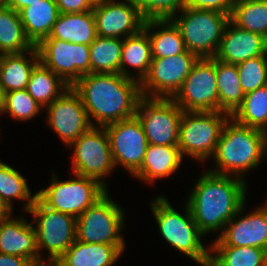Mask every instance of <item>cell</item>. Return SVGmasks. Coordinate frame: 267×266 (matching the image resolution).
<instances>
[{"mask_svg":"<svg viewBox=\"0 0 267 266\" xmlns=\"http://www.w3.org/2000/svg\"><path fill=\"white\" fill-rule=\"evenodd\" d=\"M71 87L99 127L134 117L142 97L140 82L120 73H89Z\"/></svg>","mask_w":267,"mask_h":266,"instance_id":"obj_1","label":"cell"},{"mask_svg":"<svg viewBox=\"0 0 267 266\" xmlns=\"http://www.w3.org/2000/svg\"><path fill=\"white\" fill-rule=\"evenodd\" d=\"M247 182L232 175L206 171L187 198L192 217L205 235L221 229L238 213L246 201Z\"/></svg>","mask_w":267,"mask_h":266,"instance_id":"obj_2","label":"cell"},{"mask_svg":"<svg viewBox=\"0 0 267 266\" xmlns=\"http://www.w3.org/2000/svg\"><path fill=\"white\" fill-rule=\"evenodd\" d=\"M267 156V132L248 127L229 117L225 122L210 172L242 178L243 172L257 167Z\"/></svg>","mask_w":267,"mask_h":266,"instance_id":"obj_3","label":"cell"},{"mask_svg":"<svg viewBox=\"0 0 267 266\" xmlns=\"http://www.w3.org/2000/svg\"><path fill=\"white\" fill-rule=\"evenodd\" d=\"M150 203L160 234L169 245L198 264L208 266L210 246L206 248L202 244L201 237L204 234L195 223L188 205H185V214H180L162 195Z\"/></svg>","mask_w":267,"mask_h":266,"instance_id":"obj_4","label":"cell"},{"mask_svg":"<svg viewBox=\"0 0 267 266\" xmlns=\"http://www.w3.org/2000/svg\"><path fill=\"white\" fill-rule=\"evenodd\" d=\"M178 12L182 15L174 14L170 19L179 28L186 50L196 54L199 58H214L230 16L221 12L197 10L187 6Z\"/></svg>","mask_w":267,"mask_h":266,"instance_id":"obj_5","label":"cell"},{"mask_svg":"<svg viewBox=\"0 0 267 266\" xmlns=\"http://www.w3.org/2000/svg\"><path fill=\"white\" fill-rule=\"evenodd\" d=\"M29 214L36 225V243L39 265L52 266L76 241V218L72 215L53 210L36 198ZM48 251V261L42 258V250ZM47 263V264H46Z\"/></svg>","mask_w":267,"mask_h":266,"instance_id":"obj_6","label":"cell"},{"mask_svg":"<svg viewBox=\"0 0 267 266\" xmlns=\"http://www.w3.org/2000/svg\"><path fill=\"white\" fill-rule=\"evenodd\" d=\"M230 115L222 111H184L179 127L178 147L181 156L206 161L215 153L223 126Z\"/></svg>","mask_w":267,"mask_h":266,"instance_id":"obj_7","label":"cell"},{"mask_svg":"<svg viewBox=\"0 0 267 266\" xmlns=\"http://www.w3.org/2000/svg\"><path fill=\"white\" fill-rule=\"evenodd\" d=\"M75 175V179L58 181L53 174L51 184L37 192V198L49 208L72 215L76 219L107 192L98 180Z\"/></svg>","mask_w":267,"mask_h":266,"instance_id":"obj_8","label":"cell"},{"mask_svg":"<svg viewBox=\"0 0 267 266\" xmlns=\"http://www.w3.org/2000/svg\"><path fill=\"white\" fill-rule=\"evenodd\" d=\"M108 192L76 219V240L90 244H108L125 250L123 235L124 212Z\"/></svg>","mask_w":267,"mask_h":266,"instance_id":"obj_9","label":"cell"},{"mask_svg":"<svg viewBox=\"0 0 267 266\" xmlns=\"http://www.w3.org/2000/svg\"><path fill=\"white\" fill-rule=\"evenodd\" d=\"M183 112L172 98L142 96L135 116L143 127L148 144L178 146Z\"/></svg>","mask_w":267,"mask_h":266,"instance_id":"obj_10","label":"cell"},{"mask_svg":"<svg viewBox=\"0 0 267 266\" xmlns=\"http://www.w3.org/2000/svg\"><path fill=\"white\" fill-rule=\"evenodd\" d=\"M68 147L74 150L72 172L96 179L107 188L103 179L111 173L115 164L105 127L92 126Z\"/></svg>","mask_w":267,"mask_h":266,"instance_id":"obj_11","label":"cell"},{"mask_svg":"<svg viewBox=\"0 0 267 266\" xmlns=\"http://www.w3.org/2000/svg\"><path fill=\"white\" fill-rule=\"evenodd\" d=\"M199 57L189 51L168 58H152L147 75L140 82L141 95L173 98L181 89Z\"/></svg>","mask_w":267,"mask_h":266,"instance_id":"obj_12","label":"cell"},{"mask_svg":"<svg viewBox=\"0 0 267 266\" xmlns=\"http://www.w3.org/2000/svg\"><path fill=\"white\" fill-rule=\"evenodd\" d=\"M172 99L183 111H219L215 57L199 58Z\"/></svg>","mask_w":267,"mask_h":266,"instance_id":"obj_13","label":"cell"},{"mask_svg":"<svg viewBox=\"0 0 267 266\" xmlns=\"http://www.w3.org/2000/svg\"><path fill=\"white\" fill-rule=\"evenodd\" d=\"M39 61L70 87L90 73L89 46L59 39H43L37 46Z\"/></svg>","mask_w":267,"mask_h":266,"instance_id":"obj_14","label":"cell"},{"mask_svg":"<svg viewBox=\"0 0 267 266\" xmlns=\"http://www.w3.org/2000/svg\"><path fill=\"white\" fill-rule=\"evenodd\" d=\"M104 127L109 137L115 166L122 165L134 174L141 167L148 146L147 137L139 119L134 116Z\"/></svg>","mask_w":267,"mask_h":266,"instance_id":"obj_15","label":"cell"},{"mask_svg":"<svg viewBox=\"0 0 267 266\" xmlns=\"http://www.w3.org/2000/svg\"><path fill=\"white\" fill-rule=\"evenodd\" d=\"M47 123L69 146L92 127L80 96L72 87L47 107Z\"/></svg>","mask_w":267,"mask_h":266,"instance_id":"obj_16","label":"cell"},{"mask_svg":"<svg viewBox=\"0 0 267 266\" xmlns=\"http://www.w3.org/2000/svg\"><path fill=\"white\" fill-rule=\"evenodd\" d=\"M92 11L100 37L126 38L138 33L145 22L140 9L127 1L104 0L93 5Z\"/></svg>","mask_w":267,"mask_h":266,"instance_id":"obj_17","label":"cell"},{"mask_svg":"<svg viewBox=\"0 0 267 266\" xmlns=\"http://www.w3.org/2000/svg\"><path fill=\"white\" fill-rule=\"evenodd\" d=\"M244 207L245 204L211 245L249 246L267 250V204L237 218Z\"/></svg>","mask_w":267,"mask_h":266,"instance_id":"obj_18","label":"cell"},{"mask_svg":"<svg viewBox=\"0 0 267 266\" xmlns=\"http://www.w3.org/2000/svg\"><path fill=\"white\" fill-rule=\"evenodd\" d=\"M261 55H267V39L229 20L215 58L225 63L238 64Z\"/></svg>","mask_w":267,"mask_h":266,"instance_id":"obj_19","label":"cell"},{"mask_svg":"<svg viewBox=\"0 0 267 266\" xmlns=\"http://www.w3.org/2000/svg\"><path fill=\"white\" fill-rule=\"evenodd\" d=\"M23 217L0 219V253L27 258L33 265H39L36 233L33 226Z\"/></svg>","mask_w":267,"mask_h":266,"instance_id":"obj_20","label":"cell"},{"mask_svg":"<svg viewBox=\"0 0 267 266\" xmlns=\"http://www.w3.org/2000/svg\"><path fill=\"white\" fill-rule=\"evenodd\" d=\"M182 160L178 146L148 144L143 163L133 176L145 183H154L176 172Z\"/></svg>","mask_w":267,"mask_h":266,"instance_id":"obj_21","label":"cell"},{"mask_svg":"<svg viewBox=\"0 0 267 266\" xmlns=\"http://www.w3.org/2000/svg\"><path fill=\"white\" fill-rule=\"evenodd\" d=\"M122 253L115 245L76 240L52 266H112Z\"/></svg>","mask_w":267,"mask_h":266,"instance_id":"obj_22","label":"cell"},{"mask_svg":"<svg viewBox=\"0 0 267 266\" xmlns=\"http://www.w3.org/2000/svg\"><path fill=\"white\" fill-rule=\"evenodd\" d=\"M18 13L26 36L34 46L49 37L60 15L55 0H39Z\"/></svg>","mask_w":267,"mask_h":266,"instance_id":"obj_23","label":"cell"},{"mask_svg":"<svg viewBox=\"0 0 267 266\" xmlns=\"http://www.w3.org/2000/svg\"><path fill=\"white\" fill-rule=\"evenodd\" d=\"M96 37V23L93 11H87L74 14L60 13L49 37L45 39H59L74 44L90 46Z\"/></svg>","mask_w":267,"mask_h":266,"instance_id":"obj_24","label":"cell"},{"mask_svg":"<svg viewBox=\"0 0 267 266\" xmlns=\"http://www.w3.org/2000/svg\"><path fill=\"white\" fill-rule=\"evenodd\" d=\"M154 28L158 30L152 32ZM143 29L151 41L152 58H168L186 51L181 32L170 18L145 19Z\"/></svg>","mask_w":267,"mask_h":266,"instance_id":"obj_25","label":"cell"},{"mask_svg":"<svg viewBox=\"0 0 267 266\" xmlns=\"http://www.w3.org/2000/svg\"><path fill=\"white\" fill-rule=\"evenodd\" d=\"M151 62V41L143 28L138 33L123 38L120 74L141 82L147 75ZM128 65L138 71L137 78L129 72Z\"/></svg>","mask_w":267,"mask_h":266,"instance_id":"obj_26","label":"cell"},{"mask_svg":"<svg viewBox=\"0 0 267 266\" xmlns=\"http://www.w3.org/2000/svg\"><path fill=\"white\" fill-rule=\"evenodd\" d=\"M27 53L30 59L26 58ZM38 62L36 46L28 52L0 55V83L6 93L26 89L31 71Z\"/></svg>","mask_w":267,"mask_h":266,"instance_id":"obj_27","label":"cell"},{"mask_svg":"<svg viewBox=\"0 0 267 266\" xmlns=\"http://www.w3.org/2000/svg\"><path fill=\"white\" fill-rule=\"evenodd\" d=\"M215 70L219 96V111L230 116L242 104L245 93L240 84L236 64L225 63L215 58Z\"/></svg>","mask_w":267,"mask_h":266,"instance_id":"obj_28","label":"cell"},{"mask_svg":"<svg viewBox=\"0 0 267 266\" xmlns=\"http://www.w3.org/2000/svg\"><path fill=\"white\" fill-rule=\"evenodd\" d=\"M70 86L40 61L32 69L26 90L41 105L47 107Z\"/></svg>","mask_w":267,"mask_h":266,"instance_id":"obj_29","label":"cell"},{"mask_svg":"<svg viewBox=\"0 0 267 266\" xmlns=\"http://www.w3.org/2000/svg\"><path fill=\"white\" fill-rule=\"evenodd\" d=\"M35 46L27 38L19 13L0 7V55L28 52Z\"/></svg>","mask_w":267,"mask_h":266,"instance_id":"obj_30","label":"cell"},{"mask_svg":"<svg viewBox=\"0 0 267 266\" xmlns=\"http://www.w3.org/2000/svg\"><path fill=\"white\" fill-rule=\"evenodd\" d=\"M208 266H267L265 249L249 246L209 245Z\"/></svg>","mask_w":267,"mask_h":266,"instance_id":"obj_31","label":"cell"},{"mask_svg":"<svg viewBox=\"0 0 267 266\" xmlns=\"http://www.w3.org/2000/svg\"><path fill=\"white\" fill-rule=\"evenodd\" d=\"M122 38L97 36L89 46L90 73H120Z\"/></svg>","mask_w":267,"mask_h":266,"instance_id":"obj_32","label":"cell"},{"mask_svg":"<svg viewBox=\"0 0 267 266\" xmlns=\"http://www.w3.org/2000/svg\"><path fill=\"white\" fill-rule=\"evenodd\" d=\"M230 117L242 125L267 132V85L246 93Z\"/></svg>","mask_w":267,"mask_h":266,"instance_id":"obj_33","label":"cell"},{"mask_svg":"<svg viewBox=\"0 0 267 266\" xmlns=\"http://www.w3.org/2000/svg\"><path fill=\"white\" fill-rule=\"evenodd\" d=\"M230 20L238 27L267 39V0L235 1Z\"/></svg>","mask_w":267,"mask_h":266,"instance_id":"obj_34","label":"cell"},{"mask_svg":"<svg viewBox=\"0 0 267 266\" xmlns=\"http://www.w3.org/2000/svg\"><path fill=\"white\" fill-rule=\"evenodd\" d=\"M0 195L12 208V200H25L24 210L29 211L37 198V194H31L26 179L18 170L0 161Z\"/></svg>","mask_w":267,"mask_h":266,"instance_id":"obj_35","label":"cell"},{"mask_svg":"<svg viewBox=\"0 0 267 266\" xmlns=\"http://www.w3.org/2000/svg\"><path fill=\"white\" fill-rule=\"evenodd\" d=\"M43 109L26 89L13 90L6 93L4 113L13 119L27 121L33 119Z\"/></svg>","mask_w":267,"mask_h":266,"instance_id":"obj_36","label":"cell"},{"mask_svg":"<svg viewBox=\"0 0 267 266\" xmlns=\"http://www.w3.org/2000/svg\"><path fill=\"white\" fill-rule=\"evenodd\" d=\"M236 66L245 94L267 85V55L248 59Z\"/></svg>","mask_w":267,"mask_h":266,"instance_id":"obj_37","label":"cell"},{"mask_svg":"<svg viewBox=\"0 0 267 266\" xmlns=\"http://www.w3.org/2000/svg\"><path fill=\"white\" fill-rule=\"evenodd\" d=\"M185 4L186 0H148V19L171 18Z\"/></svg>","mask_w":267,"mask_h":266,"instance_id":"obj_38","label":"cell"},{"mask_svg":"<svg viewBox=\"0 0 267 266\" xmlns=\"http://www.w3.org/2000/svg\"><path fill=\"white\" fill-rule=\"evenodd\" d=\"M235 0H186L185 6L197 9L216 11L231 16Z\"/></svg>","mask_w":267,"mask_h":266,"instance_id":"obj_39","label":"cell"},{"mask_svg":"<svg viewBox=\"0 0 267 266\" xmlns=\"http://www.w3.org/2000/svg\"><path fill=\"white\" fill-rule=\"evenodd\" d=\"M60 13L74 14L92 11L93 4L88 0H55Z\"/></svg>","mask_w":267,"mask_h":266,"instance_id":"obj_40","label":"cell"},{"mask_svg":"<svg viewBox=\"0 0 267 266\" xmlns=\"http://www.w3.org/2000/svg\"><path fill=\"white\" fill-rule=\"evenodd\" d=\"M0 266H34L27 258L0 253Z\"/></svg>","mask_w":267,"mask_h":266,"instance_id":"obj_41","label":"cell"},{"mask_svg":"<svg viewBox=\"0 0 267 266\" xmlns=\"http://www.w3.org/2000/svg\"><path fill=\"white\" fill-rule=\"evenodd\" d=\"M39 0H7V6L19 12L21 9Z\"/></svg>","mask_w":267,"mask_h":266,"instance_id":"obj_42","label":"cell"},{"mask_svg":"<svg viewBox=\"0 0 267 266\" xmlns=\"http://www.w3.org/2000/svg\"><path fill=\"white\" fill-rule=\"evenodd\" d=\"M129 3H131L134 6H137L140 11L142 16L145 19H148V0H125Z\"/></svg>","mask_w":267,"mask_h":266,"instance_id":"obj_43","label":"cell"},{"mask_svg":"<svg viewBox=\"0 0 267 266\" xmlns=\"http://www.w3.org/2000/svg\"><path fill=\"white\" fill-rule=\"evenodd\" d=\"M12 208L5 202L0 195V219L11 216Z\"/></svg>","mask_w":267,"mask_h":266,"instance_id":"obj_44","label":"cell"},{"mask_svg":"<svg viewBox=\"0 0 267 266\" xmlns=\"http://www.w3.org/2000/svg\"><path fill=\"white\" fill-rule=\"evenodd\" d=\"M6 100V91L3 89V86L0 83V114L3 113Z\"/></svg>","mask_w":267,"mask_h":266,"instance_id":"obj_45","label":"cell"},{"mask_svg":"<svg viewBox=\"0 0 267 266\" xmlns=\"http://www.w3.org/2000/svg\"><path fill=\"white\" fill-rule=\"evenodd\" d=\"M88 1L91 2L93 5H96L103 2L104 0H88Z\"/></svg>","mask_w":267,"mask_h":266,"instance_id":"obj_46","label":"cell"},{"mask_svg":"<svg viewBox=\"0 0 267 266\" xmlns=\"http://www.w3.org/2000/svg\"><path fill=\"white\" fill-rule=\"evenodd\" d=\"M7 6V0H0V7Z\"/></svg>","mask_w":267,"mask_h":266,"instance_id":"obj_47","label":"cell"}]
</instances>
